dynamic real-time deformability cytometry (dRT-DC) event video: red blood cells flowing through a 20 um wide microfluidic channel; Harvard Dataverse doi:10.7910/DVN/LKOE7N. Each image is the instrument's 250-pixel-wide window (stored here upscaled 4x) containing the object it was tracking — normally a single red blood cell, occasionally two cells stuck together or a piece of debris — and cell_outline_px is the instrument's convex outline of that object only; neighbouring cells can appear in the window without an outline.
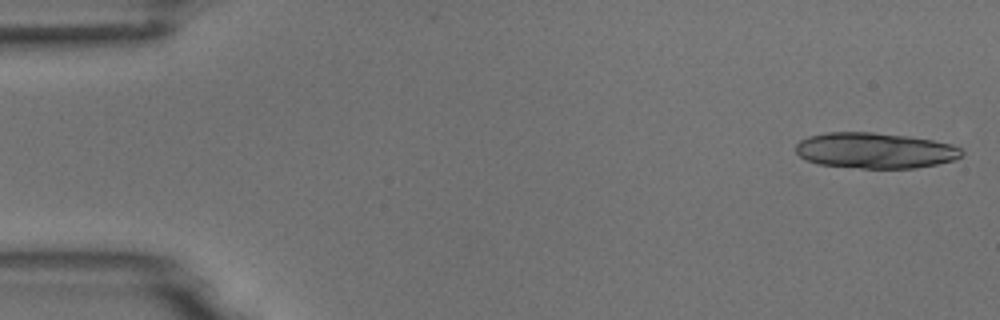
{"species": "common noctule bat (a hibernating species)", "species_latin": "Nyctalus noctula", "temperature_condition": "room temperature", "stored_images_in_passage": 7, "camera_frame_rate_fps": 3000, "um_per_image_px": 0.085, "animal": {"sex": "male", "body_mass_g": 18.8}, "frame": {"image": 1, "passage_image": 1, "time_ms": 0.0, "image_size_px": [1000, 320], "cell_outline_px": [[964, 152], [960, 156], [952, 160], [936, 164], [916, 168], [860, 168], [820, 164], [808, 160], [800, 156], [796, 152], [796, 144], [800, 140], [808, 136], [828, 132], [872, 132], [908, 136], [932, 140], [952, 144], [960, 148]], "centroid_in_image_um": [74.37, 12.78], "position_along_channel_um": 10.6, "area_um2": 34.39}}